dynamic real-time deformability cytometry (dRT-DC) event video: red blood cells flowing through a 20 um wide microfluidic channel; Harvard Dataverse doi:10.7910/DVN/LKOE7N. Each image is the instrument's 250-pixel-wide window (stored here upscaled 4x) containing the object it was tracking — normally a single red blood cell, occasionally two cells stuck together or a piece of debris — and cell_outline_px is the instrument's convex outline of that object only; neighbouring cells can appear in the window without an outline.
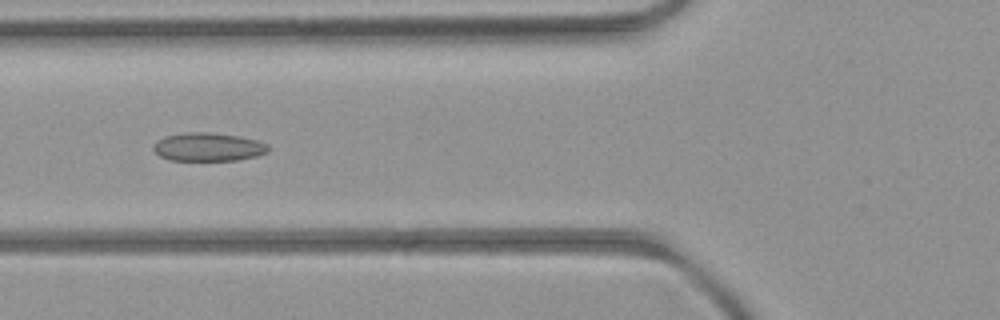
{"species": "common noctule bat (a hibernating species)", "species_latin": "Nyctalus noctula", "temperature_condition": "room temperature", "stored_images_in_passage": 9, "camera_frame_rate_fps": 3000, "um_per_image_px": 0.085, "animal": {"sex": "female", "body_mass_g": 21.9}, "frame": {"image": 1, "passage_image": 8, "time_ms": 8.0, "image_size_px": [1000, 320], "cell_outline_px": [[268, 152], [256, 156], [236, 160], [172, 160], [160, 156], [152, 148], [156, 140], [164, 136], [188, 132], [208, 132], [240, 136], [256, 140], [268, 144]], "centroid_in_image_um": [17.69, 12.48], "position_along_channel_um": 108.1, "area_um2": 18.96}}
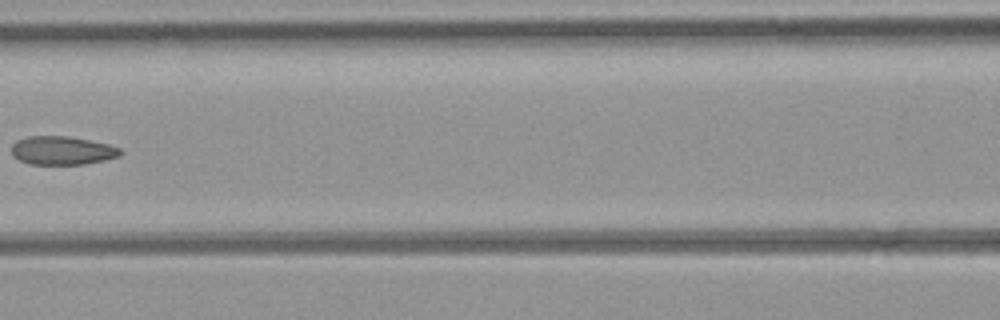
{"frame": {"image": 2, "passage_image": 9, "time_ms": 9.333, "image_size_px": [1000, 320], "cell_outline_px": [[124, 152], [120, 156], [104, 160], [84, 164], [28, 164], [12, 156], [12, 144], [16, 140], [28, 136], [68, 136], [108, 144], [120, 148]], "centroid_in_image_um": [5.28, 12.79], "position_along_channel_um": 161.3, "area_um2": 18.15}}